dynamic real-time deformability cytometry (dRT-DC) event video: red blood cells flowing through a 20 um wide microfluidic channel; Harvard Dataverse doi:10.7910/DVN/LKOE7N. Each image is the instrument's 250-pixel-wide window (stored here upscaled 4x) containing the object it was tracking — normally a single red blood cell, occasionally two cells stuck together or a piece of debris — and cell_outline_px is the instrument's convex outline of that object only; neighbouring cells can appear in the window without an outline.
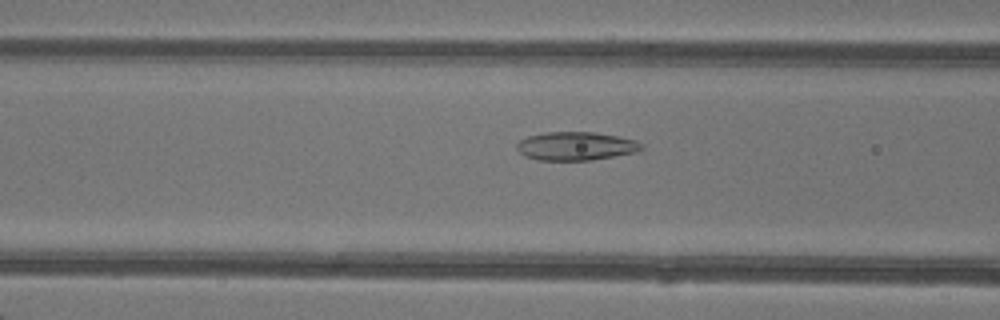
{"species": "common noctule bat (a hibernating species)", "species_latin": "Nyctalus noctula", "temperature_condition": "warm", "stored_images_in_passage": 47, "camera_frame_rate_fps": 3000, "um_per_image_px": 0.085, "animal": {"sex": "female"}, "frame": {"image": 1, "passage_image": 20, "time_ms": 6.333, "image_size_px": [1000, 320], "cell_outline_px": [[644, 148], [636, 152], [592, 160], [536, 160], [524, 156], [516, 148], [516, 144], [520, 140], [528, 136], [544, 132], [592, 132], [616, 136], [636, 140], [644, 144]], "centroid_in_image_um": [48.94, 12.42], "position_along_channel_um": 117.7, "area_um2": 20.75}}
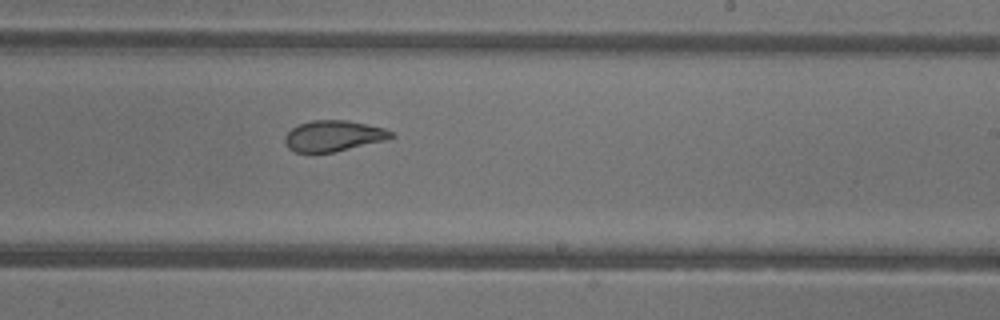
{"frame": {"image": 2, "passage_image": 30, "time_ms": 9.667, "image_size_px": [1000, 320], "cell_outline_px": [[396, 136], [388, 140], [332, 152], [296, 152], [288, 148], [284, 140], [284, 136], [292, 128], [300, 124], [312, 120], [348, 120], [384, 128], [392, 132]], "centroid_in_image_um": [28.36, 11.55], "position_along_channel_um": 260.6, "area_um2": 19.07}}
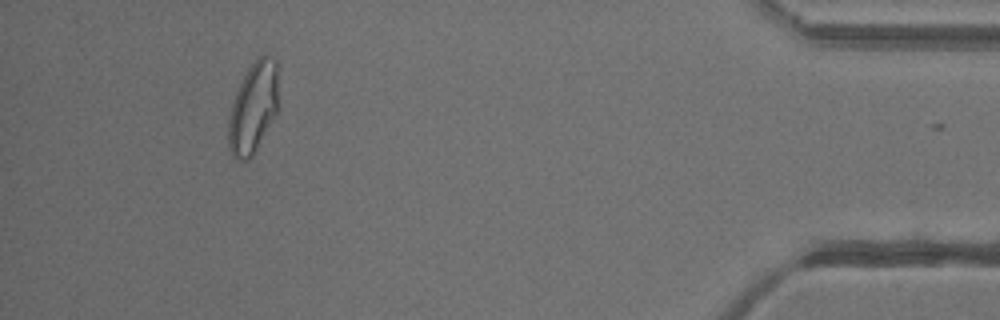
{"frame": {"image": 3, "passage_image": 45, "time_ms": 14.667, "image_size_px": [1000, 320], "cell_outline_px": [[280, 108], [252, 156], [248, 160], [236, 160], [232, 156], [228, 148], [228, 116], [232, 100], [248, 68], [260, 56], [264, 56], [276, 60]], "centroid_in_image_um": [21.53, 9.2], "position_along_channel_um": 413.7, "area_um2": 26.82}}